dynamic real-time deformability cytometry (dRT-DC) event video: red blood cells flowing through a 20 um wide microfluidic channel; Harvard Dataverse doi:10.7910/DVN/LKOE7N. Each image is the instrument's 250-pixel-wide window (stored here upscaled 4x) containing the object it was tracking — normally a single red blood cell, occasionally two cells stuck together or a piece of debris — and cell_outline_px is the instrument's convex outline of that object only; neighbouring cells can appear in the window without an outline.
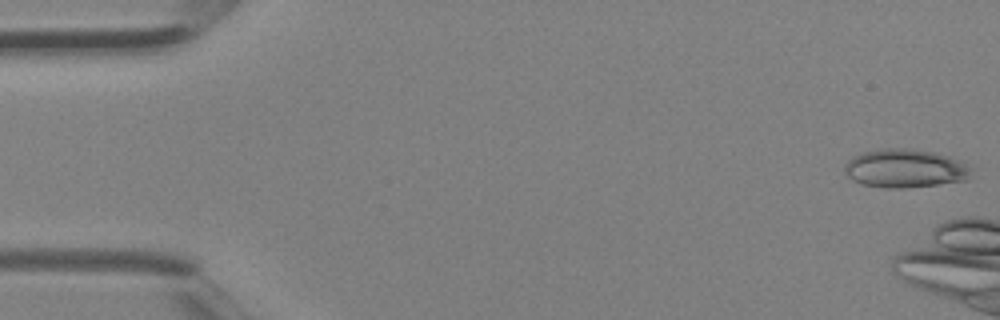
{"species": "Egyptian fruit bat (a non-hibernating species)", "species_latin": "Rousettus aegyptiacus", "temperature_condition": "room temperature", "stored_images_in_passage": 5, "camera_frame_rate_fps": 3000, "um_per_image_px": 0.085, "animal": {"sex": "female"}, "frame": {"image": 1, "passage_image": 1, "time_ms": 0.0, "image_size_px": [1000, 320], "cell_outline_px": [[972, 168], [968, 180], [904, 188], [884, 188], [860, 184], [852, 180], [844, 172], [844, 164], [852, 156], [860, 152], [880, 148], [912, 148], [936, 152], [948, 156]], "centroid_in_image_um": [76.87, 14.3], "position_along_channel_um": 8.1, "area_um2": 28.73}}